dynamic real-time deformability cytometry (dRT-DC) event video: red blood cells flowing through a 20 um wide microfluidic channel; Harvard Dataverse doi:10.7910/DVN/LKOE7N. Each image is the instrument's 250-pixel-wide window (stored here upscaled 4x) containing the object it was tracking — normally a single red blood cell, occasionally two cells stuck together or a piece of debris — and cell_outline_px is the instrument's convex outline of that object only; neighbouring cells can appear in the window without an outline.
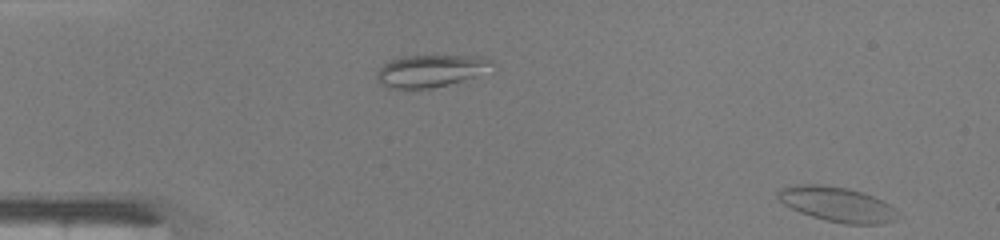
{"species": "common noctule bat (a hibernating species)", "species_latin": "Nyctalus noctula", "temperature_condition": "warm", "stored_images_in_passage": 14, "segment_of_instrument_passage": [2, 2], "camera_frame_rate_fps": 3000, "um_per_image_px": 0.085, "animal": {"sex": "male", "body_mass_g": 19.0, "forearm_length_mm": 50.8}, "frame": {"image": 1, "passage_image": 14, "time_ms": 4.333, "image_size_px": [1000, 240], "cell_outline_px": [[904, 216], [896, 220], [880, 224], [844, 224], [824, 220], [800, 212], [784, 204], [776, 196], [776, 192], [780, 188], [796, 184], [820, 184], [848, 188], [864, 192], [896, 208]], "centroid_in_image_um": [71.2, 17.37], "position_along_channel_um": 13.8, "area_um2": 24.68}}